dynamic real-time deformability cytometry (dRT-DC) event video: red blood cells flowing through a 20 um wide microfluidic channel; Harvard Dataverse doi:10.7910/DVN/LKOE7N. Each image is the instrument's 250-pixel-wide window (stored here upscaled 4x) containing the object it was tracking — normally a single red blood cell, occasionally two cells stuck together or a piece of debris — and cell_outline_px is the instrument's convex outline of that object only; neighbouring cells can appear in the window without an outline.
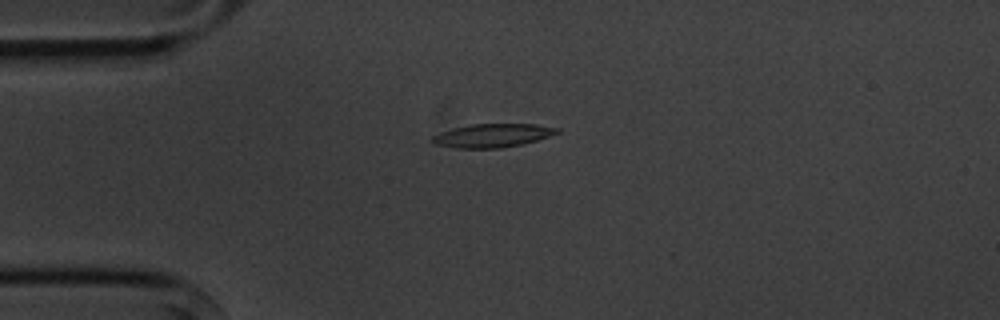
{"species": "common noctule bat (a hibernating species)", "species_latin": "Nyctalus noctula", "temperature_condition": "cold", "stored_images_in_passage": 7, "camera_frame_rate_fps": 3000, "um_per_image_px": 0.085, "animal": {"sex": "male", "body_mass_g": 20.1, "forearm_length_mm": 53.5}, "frame": {"image": 1, "passage_image": 3, "time_ms": 3.333, "image_size_px": [1000, 320], "cell_outline_px": [[560, 132], [536, 140], [520, 144], [500, 148], [456, 148], [432, 144], [432, 136], [440, 132], [452, 128], [472, 124], [536, 124], [560, 128]], "centroid_in_image_um": [41.83, 11.51], "position_along_channel_um": 43.2, "area_um2": 17.05}}
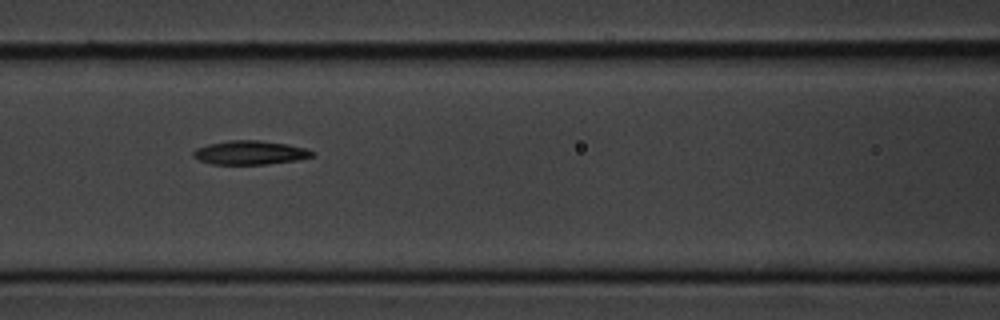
{"frame": {"image": 2, "passage_image": 6, "time_ms": 6.667, "image_size_px": [1000, 320], "cell_outline_px": [[316, 156], [296, 160], [264, 164], [212, 164], [196, 160], [192, 156], [192, 152], [196, 148], [208, 144], [228, 140], [260, 140], [288, 144], [308, 148], [316, 152]], "centroid_in_image_um": [21.26, 12.97], "position_along_channel_um": 145.3, "area_um2": 16.82}}
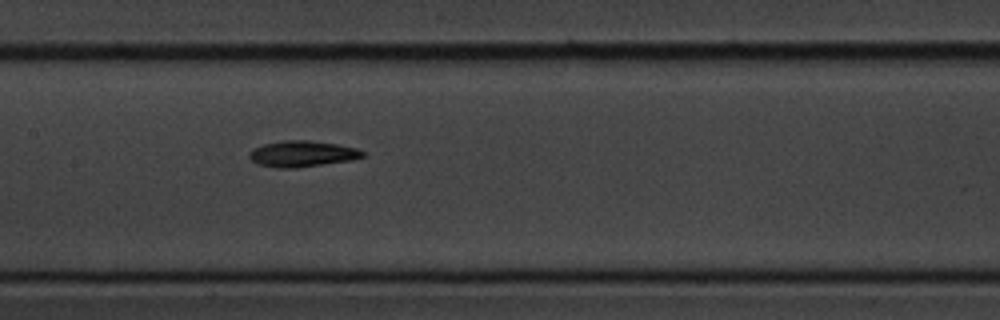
{"frame": {"image": 3, "passage_image": 7, "time_ms": 7.667, "image_size_px": [1000, 320], "cell_outline_px": [[364, 156], [352, 160], [296, 168], [276, 168], [256, 164], [248, 156], [248, 152], [252, 148], [264, 144], [284, 140], [308, 140], [336, 144], [356, 148], [364, 152]], "centroid_in_image_um": [25.64, 13.08], "position_along_channel_um": 181.8, "area_um2": 17.28}}